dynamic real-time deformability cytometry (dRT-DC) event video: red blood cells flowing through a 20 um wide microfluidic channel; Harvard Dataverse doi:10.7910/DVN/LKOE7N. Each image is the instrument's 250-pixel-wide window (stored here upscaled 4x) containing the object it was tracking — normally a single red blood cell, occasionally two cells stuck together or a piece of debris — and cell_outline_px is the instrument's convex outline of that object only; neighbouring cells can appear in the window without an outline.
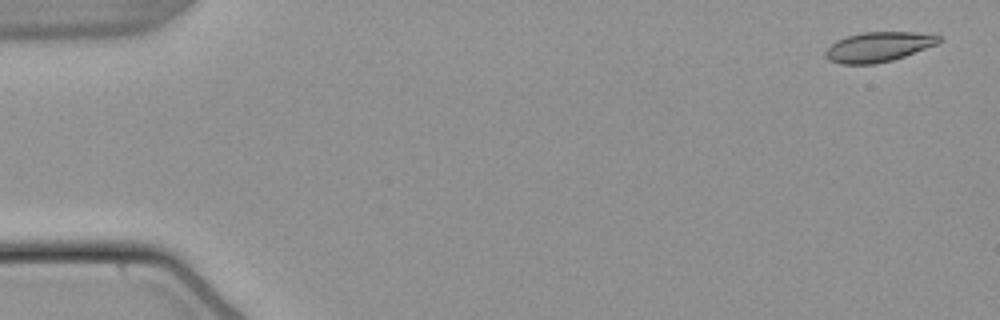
{"species": "common noctule bat (a hibernating species)", "species_latin": "Nyctalus noctula", "temperature_condition": "warm", "stored_images_in_passage": 54, "camera_frame_rate_fps": 3000, "um_per_image_px": 0.085, "animal": {"sex": "male", "body_mass_g": 21.5, "forearm_length_mm": 52.0}, "frame": {"image": 1, "passage_image": 2, "time_ms": 0.333, "image_size_px": [1000, 320], "cell_outline_px": [[944, 40], [936, 44], [904, 56], [892, 60], [872, 64], [840, 64], [828, 60], [824, 56], [824, 52], [836, 40], [848, 36], [864, 32], [912, 32], [940, 36]], "centroid_in_image_um": [74.63, 3.99], "position_along_channel_um": 10.4, "area_um2": 19.54}}
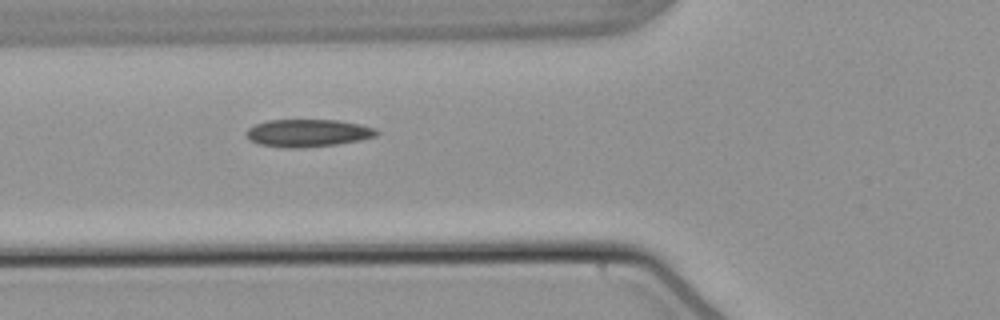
{"frame": {"image": 2, "passage_image": 20, "time_ms": 6.333, "image_size_px": [1000, 320], "cell_outline_px": [[380, 132], [376, 136], [360, 140], [336, 144], [304, 148], [284, 148], [260, 144], [248, 140], [244, 132], [248, 128], [256, 124], [268, 120], [340, 120], [360, 124], [376, 128]], "centroid_in_image_um": [26.16, 11.31], "position_along_channel_um": 99.6, "area_um2": 21.15}}
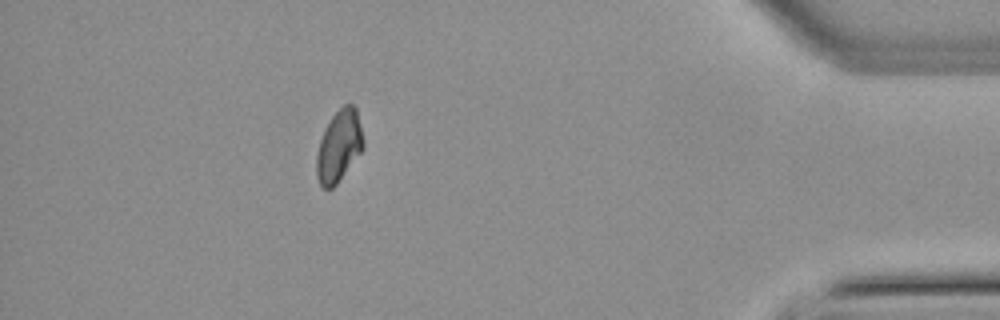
{"frame": {"image": 3, "passage_image": 48, "time_ms": 15.667, "image_size_px": [1000, 320], "cell_outline_px": [[364, 148], [336, 184], [332, 188], [324, 188], [320, 184], [316, 176], [316, 156], [320, 140], [332, 116], [344, 104], [352, 104], [356, 108], [364, 140]], "centroid_in_image_um": [28.82, 12.42], "position_along_channel_um": 406.4, "area_um2": 19.25}}